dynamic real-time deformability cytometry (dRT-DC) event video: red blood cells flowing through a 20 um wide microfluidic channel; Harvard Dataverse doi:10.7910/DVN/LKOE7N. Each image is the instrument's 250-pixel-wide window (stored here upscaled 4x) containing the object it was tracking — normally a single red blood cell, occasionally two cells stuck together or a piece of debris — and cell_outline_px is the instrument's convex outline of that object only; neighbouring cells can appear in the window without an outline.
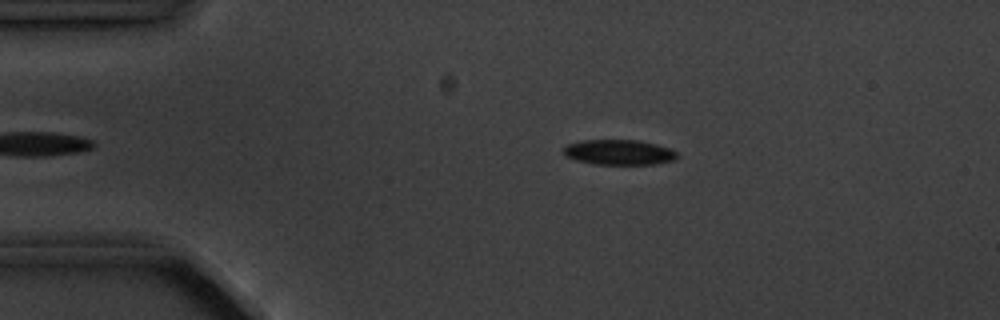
{"species": "common noctule bat (a hibernating species)", "species_latin": "Nyctalus noctula", "temperature_condition": "cold", "stored_images_in_passage": 5, "camera_frame_rate_fps": 3000, "um_per_image_px": 0.085, "animal": {"sex": "male", "body_mass_g": 20.1, "forearm_length_mm": 53.5}, "frame": {"image": 1, "passage_image": 5, "time_ms": 5.667, "image_size_px": [1000, 320], "cell_outline_px": [[676, 156], [672, 160], [656, 164], [596, 164], [576, 160], [564, 156], [560, 148], [568, 144], [580, 140], [640, 140], [656, 144], [668, 148], [676, 152]], "centroid_in_image_um": [52.52, 12.93], "position_along_channel_um": 32.5, "area_um2": 16.7}}